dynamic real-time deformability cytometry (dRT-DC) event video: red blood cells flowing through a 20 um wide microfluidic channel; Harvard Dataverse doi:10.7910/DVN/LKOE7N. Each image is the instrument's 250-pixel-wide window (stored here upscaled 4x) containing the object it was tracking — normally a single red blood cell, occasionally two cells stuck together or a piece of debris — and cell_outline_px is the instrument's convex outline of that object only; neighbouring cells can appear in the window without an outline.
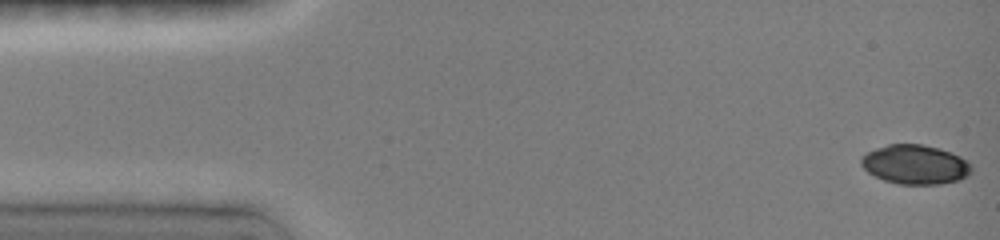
{"species": "common noctule bat (a hibernating species)", "species_latin": "Nyctalus noctula", "temperature_condition": "room temperature", "stored_images_in_passage": 14, "camera_frame_rate_fps": 3000, "um_per_image_px": 0.085, "animal": {"sex": "female", "body_mass_g": 19.0, "forearm_length_mm": 51.5}, "frame": {"image": 1, "passage_image": 1, "time_ms": 0.0, "image_size_px": [1000, 240], "cell_outline_px": [[972, 172], [968, 176], [960, 180], [940, 184], [900, 184], [884, 180], [868, 172], [860, 164], [860, 156], [876, 148], [888, 144], [920, 144], [940, 148], [960, 156], [972, 168]], "centroid_in_image_um": [77.78, 13.98], "position_along_channel_um": 7.2, "area_um2": 25.26}}
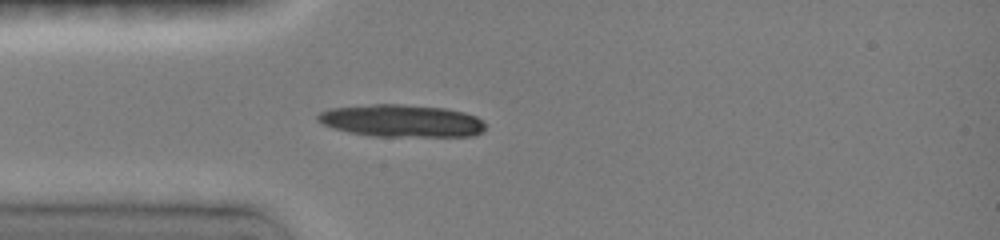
{"frame": {"image": 2, "passage_image": 10, "time_ms": 4.0, "image_size_px": [1000, 240], "cell_outline_px": [[484, 132], [476, 136], [372, 136], [348, 132], [332, 128], [316, 120], [316, 116], [320, 112], [328, 108], [372, 104], [400, 104], [444, 108], [464, 112], [476, 116], [484, 124]], "centroid_in_image_um": [34.11, 10.27], "position_along_channel_um": 50.9, "area_um2": 31.73}}